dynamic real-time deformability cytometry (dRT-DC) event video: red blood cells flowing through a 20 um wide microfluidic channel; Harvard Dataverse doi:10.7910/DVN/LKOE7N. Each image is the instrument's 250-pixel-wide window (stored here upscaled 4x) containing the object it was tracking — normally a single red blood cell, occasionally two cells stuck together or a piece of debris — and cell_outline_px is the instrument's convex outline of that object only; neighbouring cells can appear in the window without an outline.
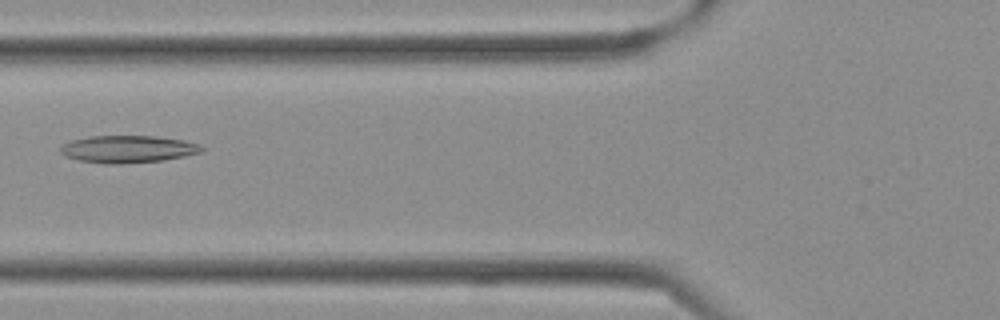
{"species": "Egyptian fruit bat (a non-hibernating species)", "species_latin": "Rousettus aegyptiacus", "temperature_condition": "cold", "stored_images_in_passage": 31, "camera_frame_rate_fps": 3000, "um_per_image_px": 0.085, "frame": {"image": 1, "passage_image": 10, "time_ms": 3.0, "image_size_px": [1000, 320], "cell_outline_px": [[204, 152], [164, 160], [120, 164], [104, 164], [80, 160], [64, 156], [60, 152], [60, 144], [72, 140], [88, 136], [152, 136], [184, 140], [200, 144], [204, 148]], "centroid_in_image_um": [10.86, 12.67], "position_along_channel_um": 114.9, "area_um2": 22.66}}
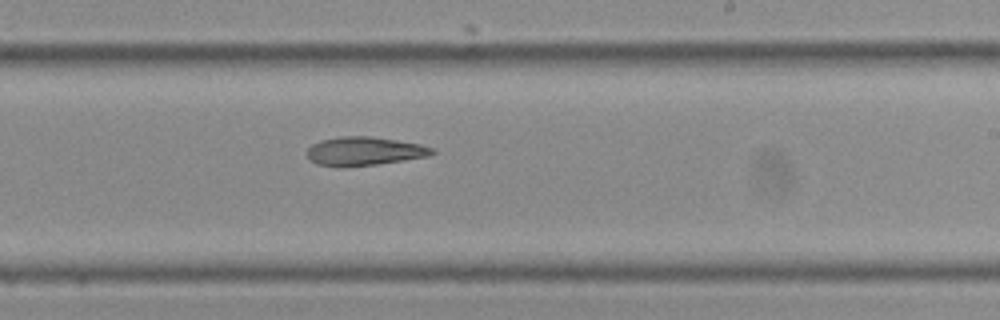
{"frame": {"image": 2, "passage_image": 18, "time_ms": 5.667, "image_size_px": [1000, 320], "cell_outline_px": [[436, 152], [428, 156], [404, 160], [376, 164], [344, 168], [336, 168], [316, 164], [308, 160], [308, 148], [312, 144], [320, 140], [340, 136], [368, 136], [396, 140], [420, 144], [432, 148]], "centroid_in_image_um": [30.9, 12.87], "position_along_channel_um": 258.1, "area_um2": 21.1}}
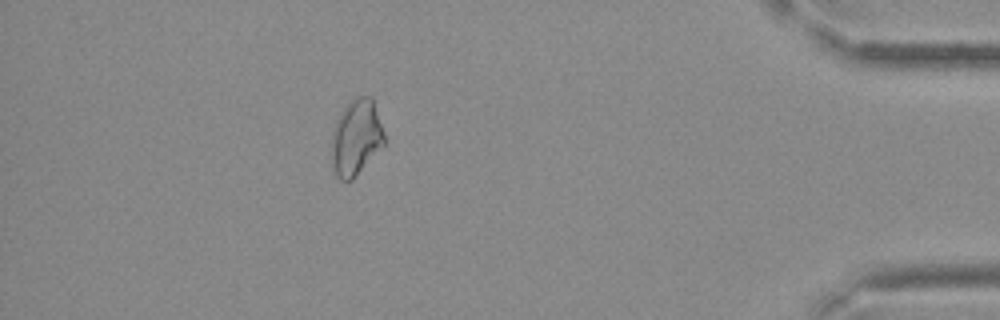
{"frame": {"image": 3, "passage_image": 29, "time_ms": 9.333, "image_size_px": [1000, 320], "cell_outline_px": [[384, 144], [356, 176], [352, 180], [340, 180], [332, 172], [332, 132], [336, 120], [340, 112], [352, 96], [372, 96], [384, 132]], "centroid_in_image_um": [30.25, 11.66], "position_along_channel_um": 405.0, "area_um2": 23.52}}